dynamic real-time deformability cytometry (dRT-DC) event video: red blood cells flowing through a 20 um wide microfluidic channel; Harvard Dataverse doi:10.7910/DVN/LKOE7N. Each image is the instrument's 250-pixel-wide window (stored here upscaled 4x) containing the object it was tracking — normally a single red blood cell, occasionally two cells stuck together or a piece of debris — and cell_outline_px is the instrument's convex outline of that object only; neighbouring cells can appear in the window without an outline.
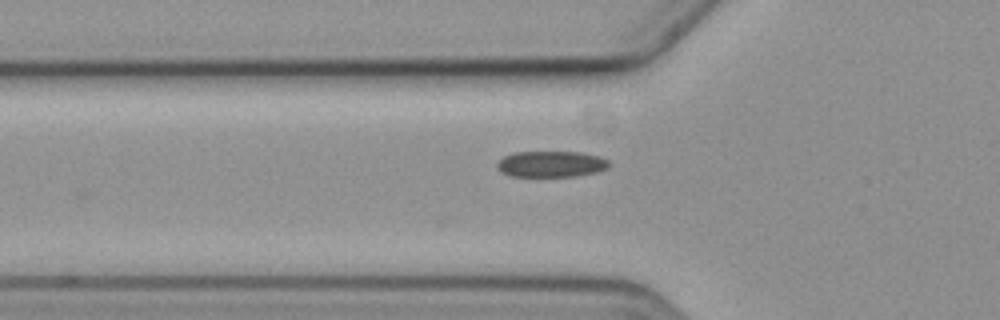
{"species": "common noctule bat (a hibernating species)", "species_latin": "Nyctalus noctula", "temperature_condition": "cold", "stored_images_in_passage": 3, "camera_frame_rate_fps": 3000, "um_per_image_px": 0.085, "animal": {"sex": "female", "body_mass_g": 19.3, "forearm_length_mm": 54.1}, "frame": {"image": 1, "passage_image": 2, "time_ms": 1.333, "image_size_px": [1000, 320], "cell_outline_px": [[608, 168], [596, 172], [572, 176], [512, 176], [504, 172], [496, 164], [504, 156], [512, 152], [580, 152], [600, 156], [608, 160]], "centroid_in_image_um": [46.87, 13.93], "position_along_channel_um": 78.9, "area_um2": 16.76}}
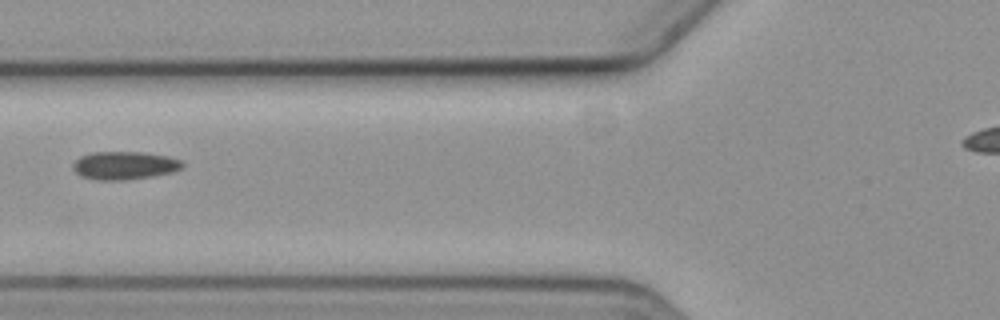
{"frame": {"image": 2, "passage_image": 3, "time_ms": 2.333, "image_size_px": [1000, 320], "cell_outline_px": [[184, 168], [172, 172], [152, 176], [124, 180], [96, 180], [80, 176], [72, 168], [72, 164], [80, 156], [92, 152], [144, 152], [168, 156], [184, 160]], "centroid_in_image_um": [10.6, 14.06], "position_along_channel_um": 115.2, "area_um2": 18.15}}